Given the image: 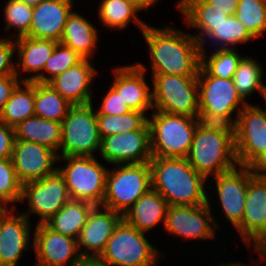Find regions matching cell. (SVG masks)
I'll return each mask as SVG.
<instances>
[{
  "instance_id": "obj_23",
  "label": "cell",
  "mask_w": 266,
  "mask_h": 266,
  "mask_svg": "<svg viewBox=\"0 0 266 266\" xmlns=\"http://www.w3.org/2000/svg\"><path fill=\"white\" fill-rule=\"evenodd\" d=\"M93 66L90 59H82L75 66L53 78L48 84L72 105L91 104L93 103L91 83L98 73Z\"/></svg>"
},
{
  "instance_id": "obj_37",
  "label": "cell",
  "mask_w": 266,
  "mask_h": 266,
  "mask_svg": "<svg viewBox=\"0 0 266 266\" xmlns=\"http://www.w3.org/2000/svg\"><path fill=\"white\" fill-rule=\"evenodd\" d=\"M235 15L255 39L265 33L266 0H239Z\"/></svg>"
},
{
  "instance_id": "obj_8",
  "label": "cell",
  "mask_w": 266,
  "mask_h": 266,
  "mask_svg": "<svg viewBox=\"0 0 266 266\" xmlns=\"http://www.w3.org/2000/svg\"><path fill=\"white\" fill-rule=\"evenodd\" d=\"M145 234L122 220L100 257L109 266H158L159 255L164 252L157 250Z\"/></svg>"
},
{
  "instance_id": "obj_15",
  "label": "cell",
  "mask_w": 266,
  "mask_h": 266,
  "mask_svg": "<svg viewBox=\"0 0 266 266\" xmlns=\"http://www.w3.org/2000/svg\"><path fill=\"white\" fill-rule=\"evenodd\" d=\"M58 154L35 142L15 141L12 162L19 182L23 185L54 174L59 162Z\"/></svg>"
},
{
  "instance_id": "obj_49",
  "label": "cell",
  "mask_w": 266,
  "mask_h": 266,
  "mask_svg": "<svg viewBox=\"0 0 266 266\" xmlns=\"http://www.w3.org/2000/svg\"><path fill=\"white\" fill-rule=\"evenodd\" d=\"M254 252L259 255V260H266V231L254 242L252 243ZM265 259V260H264Z\"/></svg>"
},
{
  "instance_id": "obj_7",
  "label": "cell",
  "mask_w": 266,
  "mask_h": 266,
  "mask_svg": "<svg viewBox=\"0 0 266 266\" xmlns=\"http://www.w3.org/2000/svg\"><path fill=\"white\" fill-rule=\"evenodd\" d=\"M108 170L102 206L122 215L150 188V164H117Z\"/></svg>"
},
{
  "instance_id": "obj_45",
  "label": "cell",
  "mask_w": 266,
  "mask_h": 266,
  "mask_svg": "<svg viewBox=\"0 0 266 266\" xmlns=\"http://www.w3.org/2000/svg\"><path fill=\"white\" fill-rule=\"evenodd\" d=\"M17 75L0 76V113L9 100L12 91L21 82Z\"/></svg>"
},
{
  "instance_id": "obj_3",
  "label": "cell",
  "mask_w": 266,
  "mask_h": 266,
  "mask_svg": "<svg viewBox=\"0 0 266 266\" xmlns=\"http://www.w3.org/2000/svg\"><path fill=\"white\" fill-rule=\"evenodd\" d=\"M147 118L152 157L186 158L197 129L196 118L154 110Z\"/></svg>"
},
{
  "instance_id": "obj_27",
  "label": "cell",
  "mask_w": 266,
  "mask_h": 266,
  "mask_svg": "<svg viewBox=\"0 0 266 266\" xmlns=\"http://www.w3.org/2000/svg\"><path fill=\"white\" fill-rule=\"evenodd\" d=\"M177 3L176 8L185 17L187 27L199 29L198 34L191 33L199 43L228 16L205 0H179Z\"/></svg>"
},
{
  "instance_id": "obj_31",
  "label": "cell",
  "mask_w": 266,
  "mask_h": 266,
  "mask_svg": "<svg viewBox=\"0 0 266 266\" xmlns=\"http://www.w3.org/2000/svg\"><path fill=\"white\" fill-rule=\"evenodd\" d=\"M98 8L100 22L110 30H122L133 21L142 32L147 25L137 17L141 10L128 0H102Z\"/></svg>"
},
{
  "instance_id": "obj_43",
  "label": "cell",
  "mask_w": 266,
  "mask_h": 266,
  "mask_svg": "<svg viewBox=\"0 0 266 266\" xmlns=\"http://www.w3.org/2000/svg\"><path fill=\"white\" fill-rule=\"evenodd\" d=\"M13 35L15 34L0 38V76L16 75L15 62L12 60L16 55Z\"/></svg>"
},
{
  "instance_id": "obj_11",
  "label": "cell",
  "mask_w": 266,
  "mask_h": 266,
  "mask_svg": "<svg viewBox=\"0 0 266 266\" xmlns=\"http://www.w3.org/2000/svg\"><path fill=\"white\" fill-rule=\"evenodd\" d=\"M210 199L203 205L169 206L164 224L165 231L190 240L214 239L219 223L217 224L212 215Z\"/></svg>"
},
{
  "instance_id": "obj_54",
  "label": "cell",
  "mask_w": 266,
  "mask_h": 266,
  "mask_svg": "<svg viewBox=\"0 0 266 266\" xmlns=\"http://www.w3.org/2000/svg\"><path fill=\"white\" fill-rule=\"evenodd\" d=\"M35 266H43V265H40V264H38V263H35Z\"/></svg>"
},
{
  "instance_id": "obj_34",
  "label": "cell",
  "mask_w": 266,
  "mask_h": 266,
  "mask_svg": "<svg viewBox=\"0 0 266 266\" xmlns=\"http://www.w3.org/2000/svg\"><path fill=\"white\" fill-rule=\"evenodd\" d=\"M244 56L238 64V68L233 75V82L238 94L245 99L258 91L262 97L266 95V85L263 84V69L257 59ZM256 90V91H255Z\"/></svg>"
},
{
  "instance_id": "obj_1",
  "label": "cell",
  "mask_w": 266,
  "mask_h": 266,
  "mask_svg": "<svg viewBox=\"0 0 266 266\" xmlns=\"http://www.w3.org/2000/svg\"><path fill=\"white\" fill-rule=\"evenodd\" d=\"M141 33L149 47L152 74L198 76L201 46L191 33L167 24L164 28L147 24Z\"/></svg>"
},
{
  "instance_id": "obj_41",
  "label": "cell",
  "mask_w": 266,
  "mask_h": 266,
  "mask_svg": "<svg viewBox=\"0 0 266 266\" xmlns=\"http://www.w3.org/2000/svg\"><path fill=\"white\" fill-rule=\"evenodd\" d=\"M236 119L227 115H218L209 111L197 112V126L203 130L229 135L236 139Z\"/></svg>"
},
{
  "instance_id": "obj_53",
  "label": "cell",
  "mask_w": 266,
  "mask_h": 266,
  "mask_svg": "<svg viewBox=\"0 0 266 266\" xmlns=\"http://www.w3.org/2000/svg\"><path fill=\"white\" fill-rule=\"evenodd\" d=\"M265 99V102H266V95L263 97ZM266 105V104H265ZM264 111L266 112V107L264 109Z\"/></svg>"
},
{
  "instance_id": "obj_33",
  "label": "cell",
  "mask_w": 266,
  "mask_h": 266,
  "mask_svg": "<svg viewBox=\"0 0 266 266\" xmlns=\"http://www.w3.org/2000/svg\"><path fill=\"white\" fill-rule=\"evenodd\" d=\"M255 39L237 19L236 15H228L200 43L201 50H206L205 42L210 40L218 49H234L239 44H247Z\"/></svg>"
},
{
  "instance_id": "obj_12",
  "label": "cell",
  "mask_w": 266,
  "mask_h": 266,
  "mask_svg": "<svg viewBox=\"0 0 266 266\" xmlns=\"http://www.w3.org/2000/svg\"><path fill=\"white\" fill-rule=\"evenodd\" d=\"M100 155L108 164H142L152 159L150 129L146 121L138 130L103 137Z\"/></svg>"
},
{
  "instance_id": "obj_35",
  "label": "cell",
  "mask_w": 266,
  "mask_h": 266,
  "mask_svg": "<svg viewBox=\"0 0 266 266\" xmlns=\"http://www.w3.org/2000/svg\"><path fill=\"white\" fill-rule=\"evenodd\" d=\"M207 55L205 50H201V66L211 76L224 79L233 78L238 64L243 59L235 49L216 48L210 56Z\"/></svg>"
},
{
  "instance_id": "obj_26",
  "label": "cell",
  "mask_w": 266,
  "mask_h": 266,
  "mask_svg": "<svg viewBox=\"0 0 266 266\" xmlns=\"http://www.w3.org/2000/svg\"><path fill=\"white\" fill-rule=\"evenodd\" d=\"M98 36L96 27L74 10L66 21L60 43L73 49L83 59H91L96 52Z\"/></svg>"
},
{
  "instance_id": "obj_42",
  "label": "cell",
  "mask_w": 266,
  "mask_h": 266,
  "mask_svg": "<svg viewBox=\"0 0 266 266\" xmlns=\"http://www.w3.org/2000/svg\"><path fill=\"white\" fill-rule=\"evenodd\" d=\"M99 108L96 110V114L122 115L131 111L121 95L112 86L103 96Z\"/></svg>"
},
{
  "instance_id": "obj_47",
  "label": "cell",
  "mask_w": 266,
  "mask_h": 266,
  "mask_svg": "<svg viewBox=\"0 0 266 266\" xmlns=\"http://www.w3.org/2000/svg\"><path fill=\"white\" fill-rule=\"evenodd\" d=\"M215 8L223 10L227 15H234L238 7L239 0H205Z\"/></svg>"
},
{
  "instance_id": "obj_50",
  "label": "cell",
  "mask_w": 266,
  "mask_h": 266,
  "mask_svg": "<svg viewBox=\"0 0 266 266\" xmlns=\"http://www.w3.org/2000/svg\"><path fill=\"white\" fill-rule=\"evenodd\" d=\"M137 6L141 11L148 10L152 5H155L159 0H128Z\"/></svg>"
},
{
  "instance_id": "obj_18",
  "label": "cell",
  "mask_w": 266,
  "mask_h": 266,
  "mask_svg": "<svg viewBox=\"0 0 266 266\" xmlns=\"http://www.w3.org/2000/svg\"><path fill=\"white\" fill-rule=\"evenodd\" d=\"M15 208L0 209V258L2 266H17L23 251L29 250L30 220Z\"/></svg>"
},
{
  "instance_id": "obj_17",
  "label": "cell",
  "mask_w": 266,
  "mask_h": 266,
  "mask_svg": "<svg viewBox=\"0 0 266 266\" xmlns=\"http://www.w3.org/2000/svg\"><path fill=\"white\" fill-rule=\"evenodd\" d=\"M32 235L36 263L43 266H69L81 256L77 239L51 230L45 223L36 224Z\"/></svg>"
},
{
  "instance_id": "obj_38",
  "label": "cell",
  "mask_w": 266,
  "mask_h": 266,
  "mask_svg": "<svg viewBox=\"0 0 266 266\" xmlns=\"http://www.w3.org/2000/svg\"><path fill=\"white\" fill-rule=\"evenodd\" d=\"M22 184L19 182L11 158L0 159V208H15L20 203ZM9 204V205H8Z\"/></svg>"
},
{
  "instance_id": "obj_9",
  "label": "cell",
  "mask_w": 266,
  "mask_h": 266,
  "mask_svg": "<svg viewBox=\"0 0 266 266\" xmlns=\"http://www.w3.org/2000/svg\"><path fill=\"white\" fill-rule=\"evenodd\" d=\"M151 76L153 110L196 118L199 111L198 76Z\"/></svg>"
},
{
  "instance_id": "obj_24",
  "label": "cell",
  "mask_w": 266,
  "mask_h": 266,
  "mask_svg": "<svg viewBox=\"0 0 266 266\" xmlns=\"http://www.w3.org/2000/svg\"><path fill=\"white\" fill-rule=\"evenodd\" d=\"M57 43L53 40L36 39L27 36L15 39V53L17 54L15 56L17 57L15 74L22 77V75H18L21 72L34 73V75L21 78L22 82L43 83L45 63L53 54Z\"/></svg>"
},
{
  "instance_id": "obj_52",
  "label": "cell",
  "mask_w": 266,
  "mask_h": 266,
  "mask_svg": "<svg viewBox=\"0 0 266 266\" xmlns=\"http://www.w3.org/2000/svg\"><path fill=\"white\" fill-rule=\"evenodd\" d=\"M218 266H248L247 264H241L239 261H238V263L236 262V263H232V262H229V263H226L225 262V264L223 263L222 264V262H221V264L219 263V265Z\"/></svg>"
},
{
  "instance_id": "obj_14",
  "label": "cell",
  "mask_w": 266,
  "mask_h": 266,
  "mask_svg": "<svg viewBox=\"0 0 266 266\" xmlns=\"http://www.w3.org/2000/svg\"><path fill=\"white\" fill-rule=\"evenodd\" d=\"M198 89L201 111L237 118L240 111L249 103L238 94L232 78L211 76L202 66L198 73Z\"/></svg>"
},
{
  "instance_id": "obj_22",
  "label": "cell",
  "mask_w": 266,
  "mask_h": 266,
  "mask_svg": "<svg viewBox=\"0 0 266 266\" xmlns=\"http://www.w3.org/2000/svg\"><path fill=\"white\" fill-rule=\"evenodd\" d=\"M74 0H42L33 7L27 37L60 42L64 26L72 13Z\"/></svg>"
},
{
  "instance_id": "obj_4",
  "label": "cell",
  "mask_w": 266,
  "mask_h": 266,
  "mask_svg": "<svg viewBox=\"0 0 266 266\" xmlns=\"http://www.w3.org/2000/svg\"><path fill=\"white\" fill-rule=\"evenodd\" d=\"M189 164L207 179L236 168L235 141L229 136L206 131L197 126L186 156Z\"/></svg>"
},
{
  "instance_id": "obj_44",
  "label": "cell",
  "mask_w": 266,
  "mask_h": 266,
  "mask_svg": "<svg viewBox=\"0 0 266 266\" xmlns=\"http://www.w3.org/2000/svg\"><path fill=\"white\" fill-rule=\"evenodd\" d=\"M15 130L0 120V159L12 158Z\"/></svg>"
},
{
  "instance_id": "obj_48",
  "label": "cell",
  "mask_w": 266,
  "mask_h": 266,
  "mask_svg": "<svg viewBox=\"0 0 266 266\" xmlns=\"http://www.w3.org/2000/svg\"><path fill=\"white\" fill-rule=\"evenodd\" d=\"M75 266H109L100 256H80Z\"/></svg>"
},
{
  "instance_id": "obj_21",
  "label": "cell",
  "mask_w": 266,
  "mask_h": 266,
  "mask_svg": "<svg viewBox=\"0 0 266 266\" xmlns=\"http://www.w3.org/2000/svg\"><path fill=\"white\" fill-rule=\"evenodd\" d=\"M236 230L246 247L266 231V177L249 179L243 220Z\"/></svg>"
},
{
  "instance_id": "obj_6",
  "label": "cell",
  "mask_w": 266,
  "mask_h": 266,
  "mask_svg": "<svg viewBox=\"0 0 266 266\" xmlns=\"http://www.w3.org/2000/svg\"><path fill=\"white\" fill-rule=\"evenodd\" d=\"M93 105H73L70 108L61 122L58 157H94V153L100 151L102 138Z\"/></svg>"
},
{
  "instance_id": "obj_32",
  "label": "cell",
  "mask_w": 266,
  "mask_h": 266,
  "mask_svg": "<svg viewBox=\"0 0 266 266\" xmlns=\"http://www.w3.org/2000/svg\"><path fill=\"white\" fill-rule=\"evenodd\" d=\"M72 106L48 83L35 82V116L61 123Z\"/></svg>"
},
{
  "instance_id": "obj_5",
  "label": "cell",
  "mask_w": 266,
  "mask_h": 266,
  "mask_svg": "<svg viewBox=\"0 0 266 266\" xmlns=\"http://www.w3.org/2000/svg\"><path fill=\"white\" fill-rule=\"evenodd\" d=\"M58 160L67 164L58 166L64 177L71 200L87 201L102 206L106 190V176L109 168L94 156H67Z\"/></svg>"
},
{
  "instance_id": "obj_10",
  "label": "cell",
  "mask_w": 266,
  "mask_h": 266,
  "mask_svg": "<svg viewBox=\"0 0 266 266\" xmlns=\"http://www.w3.org/2000/svg\"><path fill=\"white\" fill-rule=\"evenodd\" d=\"M28 202V210L23 213L29 220L30 214L40 217L36 224L45 223L71 200L64 177L57 170L40 180L22 185L20 203Z\"/></svg>"
},
{
  "instance_id": "obj_30",
  "label": "cell",
  "mask_w": 266,
  "mask_h": 266,
  "mask_svg": "<svg viewBox=\"0 0 266 266\" xmlns=\"http://www.w3.org/2000/svg\"><path fill=\"white\" fill-rule=\"evenodd\" d=\"M23 84V86H22ZM35 82H20L0 113V120L10 127L35 116Z\"/></svg>"
},
{
  "instance_id": "obj_40",
  "label": "cell",
  "mask_w": 266,
  "mask_h": 266,
  "mask_svg": "<svg viewBox=\"0 0 266 266\" xmlns=\"http://www.w3.org/2000/svg\"><path fill=\"white\" fill-rule=\"evenodd\" d=\"M83 58L73 49L58 42L53 54L46 61L43 69V83H49L53 78L63 73L70 67L75 66ZM48 73V74H44Z\"/></svg>"
},
{
  "instance_id": "obj_16",
  "label": "cell",
  "mask_w": 266,
  "mask_h": 266,
  "mask_svg": "<svg viewBox=\"0 0 266 266\" xmlns=\"http://www.w3.org/2000/svg\"><path fill=\"white\" fill-rule=\"evenodd\" d=\"M253 175L247 166L238 165L228 172L212 176L214 183L216 182L215 191L220 207L226 220L235 229L242 223L248 182Z\"/></svg>"
},
{
  "instance_id": "obj_28",
  "label": "cell",
  "mask_w": 266,
  "mask_h": 266,
  "mask_svg": "<svg viewBox=\"0 0 266 266\" xmlns=\"http://www.w3.org/2000/svg\"><path fill=\"white\" fill-rule=\"evenodd\" d=\"M15 130V141H29L44 145L57 154L61 143V123L32 116L23 120Z\"/></svg>"
},
{
  "instance_id": "obj_20",
  "label": "cell",
  "mask_w": 266,
  "mask_h": 266,
  "mask_svg": "<svg viewBox=\"0 0 266 266\" xmlns=\"http://www.w3.org/2000/svg\"><path fill=\"white\" fill-rule=\"evenodd\" d=\"M146 70L141 63L117 66L112 71L114 77L111 86L121 95L131 111L143 112L148 117L147 110L153 109V104L152 90L145 80Z\"/></svg>"
},
{
  "instance_id": "obj_51",
  "label": "cell",
  "mask_w": 266,
  "mask_h": 266,
  "mask_svg": "<svg viewBox=\"0 0 266 266\" xmlns=\"http://www.w3.org/2000/svg\"><path fill=\"white\" fill-rule=\"evenodd\" d=\"M19 1L24 2L25 4L34 7L37 4H39L42 0H19Z\"/></svg>"
},
{
  "instance_id": "obj_25",
  "label": "cell",
  "mask_w": 266,
  "mask_h": 266,
  "mask_svg": "<svg viewBox=\"0 0 266 266\" xmlns=\"http://www.w3.org/2000/svg\"><path fill=\"white\" fill-rule=\"evenodd\" d=\"M166 199L155 189L145 192L123 215V220L138 231L146 233L156 224H165L167 208Z\"/></svg>"
},
{
  "instance_id": "obj_46",
  "label": "cell",
  "mask_w": 266,
  "mask_h": 266,
  "mask_svg": "<svg viewBox=\"0 0 266 266\" xmlns=\"http://www.w3.org/2000/svg\"><path fill=\"white\" fill-rule=\"evenodd\" d=\"M258 177H266V148L247 166Z\"/></svg>"
},
{
  "instance_id": "obj_36",
  "label": "cell",
  "mask_w": 266,
  "mask_h": 266,
  "mask_svg": "<svg viewBox=\"0 0 266 266\" xmlns=\"http://www.w3.org/2000/svg\"><path fill=\"white\" fill-rule=\"evenodd\" d=\"M101 138L117 133L138 130L146 121L147 116L140 111H130L122 115L96 114Z\"/></svg>"
},
{
  "instance_id": "obj_19",
  "label": "cell",
  "mask_w": 266,
  "mask_h": 266,
  "mask_svg": "<svg viewBox=\"0 0 266 266\" xmlns=\"http://www.w3.org/2000/svg\"><path fill=\"white\" fill-rule=\"evenodd\" d=\"M122 220V214L103 206H95L77 238L80 255L100 256Z\"/></svg>"
},
{
  "instance_id": "obj_13",
  "label": "cell",
  "mask_w": 266,
  "mask_h": 266,
  "mask_svg": "<svg viewBox=\"0 0 266 266\" xmlns=\"http://www.w3.org/2000/svg\"><path fill=\"white\" fill-rule=\"evenodd\" d=\"M235 153L241 166H248L266 148V112L247 104L236 119Z\"/></svg>"
},
{
  "instance_id": "obj_39",
  "label": "cell",
  "mask_w": 266,
  "mask_h": 266,
  "mask_svg": "<svg viewBox=\"0 0 266 266\" xmlns=\"http://www.w3.org/2000/svg\"><path fill=\"white\" fill-rule=\"evenodd\" d=\"M33 7L19 0H8L4 6V31L14 28L17 36L14 39L27 36L31 26Z\"/></svg>"
},
{
  "instance_id": "obj_2",
  "label": "cell",
  "mask_w": 266,
  "mask_h": 266,
  "mask_svg": "<svg viewBox=\"0 0 266 266\" xmlns=\"http://www.w3.org/2000/svg\"><path fill=\"white\" fill-rule=\"evenodd\" d=\"M149 164L152 188L166 199L169 206L208 202L207 178L198 173L186 158L152 157Z\"/></svg>"
},
{
  "instance_id": "obj_29",
  "label": "cell",
  "mask_w": 266,
  "mask_h": 266,
  "mask_svg": "<svg viewBox=\"0 0 266 266\" xmlns=\"http://www.w3.org/2000/svg\"><path fill=\"white\" fill-rule=\"evenodd\" d=\"M94 207L87 201L70 200L45 224L55 232L77 239Z\"/></svg>"
}]
</instances>
